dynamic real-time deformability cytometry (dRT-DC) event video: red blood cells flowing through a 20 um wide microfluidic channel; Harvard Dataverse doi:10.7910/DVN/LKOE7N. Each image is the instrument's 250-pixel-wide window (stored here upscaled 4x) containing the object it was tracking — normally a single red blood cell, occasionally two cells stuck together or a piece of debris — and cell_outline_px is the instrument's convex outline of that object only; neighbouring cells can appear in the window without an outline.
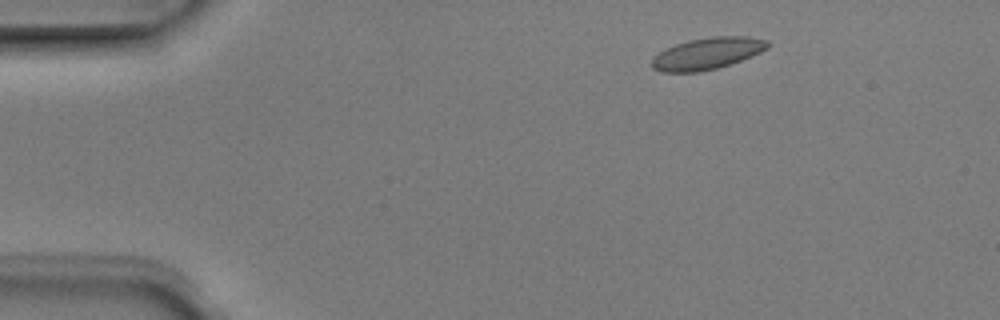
{"species": "Egyptian fruit bat (a non-hibernating species)", "species_latin": "Rousettus aegyptiacus", "temperature_condition": "room temperature", "stored_images_in_passage": 5, "segment_of_instrument_passage": [1, 2], "camera_frame_rate_fps": 3000, "um_per_image_px": 0.085, "animal": {"sex": "male"}, "frame": {"image": 1, "passage_image": 2, "time_ms": 0.333, "image_size_px": [1000, 320], "cell_outline_px": [[768, 48], [760, 52], [740, 60], [716, 68], [700, 72], [660, 72], [652, 68], [652, 60], [664, 48], [688, 40], [712, 36], [748, 36], [768, 40]], "centroid_in_image_um": [60.1, 4.54], "position_along_channel_um": 24.9, "area_um2": 21.27}}